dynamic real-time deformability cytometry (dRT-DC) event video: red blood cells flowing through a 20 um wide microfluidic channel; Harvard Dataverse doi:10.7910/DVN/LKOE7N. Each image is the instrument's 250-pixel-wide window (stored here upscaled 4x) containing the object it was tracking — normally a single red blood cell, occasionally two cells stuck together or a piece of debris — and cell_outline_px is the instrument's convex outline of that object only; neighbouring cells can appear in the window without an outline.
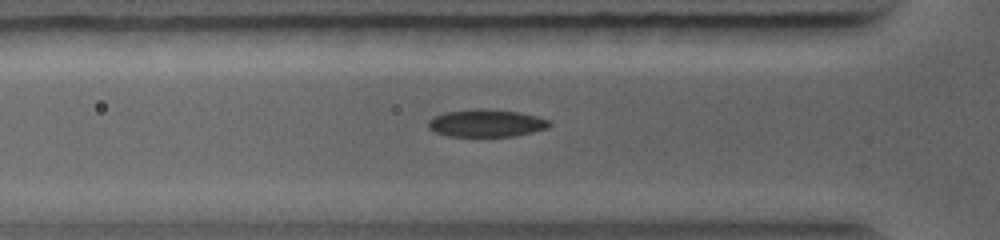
{"species": "common noctule bat (a hibernating species)", "species_latin": "Nyctalus noctula", "temperature_condition": "warm", "stored_images_in_passage": 62, "camera_frame_rate_fps": 5000, "um_per_image_px": 0.085, "animal": {"sex": "female", "body_mass_g": 19.0, "forearm_length_mm": 56.7}, "frame": {"image": 1, "passage_image": 11, "time_ms": 2.6, "image_size_px": [1000, 240], "cell_outline_px": [[552, 124], [548, 128], [532, 132], [512, 136], [448, 136], [436, 132], [428, 128], [428, 120], [432, 116], [444, 112], [476, 108], [484, 108], [520, 112], [552, 120]], "centroid_in_image_um": [41.34, 10.45], "position_along_channel_um": 84.5, "area_um2": 19.65}}
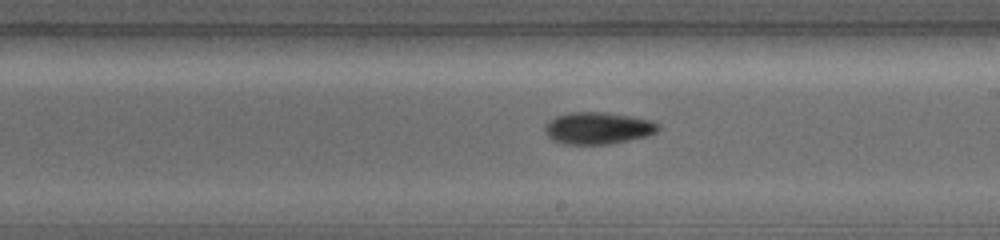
{"frame": {"image": 2, "passage_image": 22, "time_ms": 5.6, "image_size_px": [1000, 240], "cell_outline_px": [[660, 128], [656, 132], [648, 136], [608, 144], [568, 144], [552, 140], [544, 132], [544, 128], [548, 120], [556, 116], [568, 112], [604, 112], [652, 120], [660, 124]], "centroid_in_image_um": [50.82, 10.88], "position_along_channel_um": 238.2, "area_um2": 21.15}}
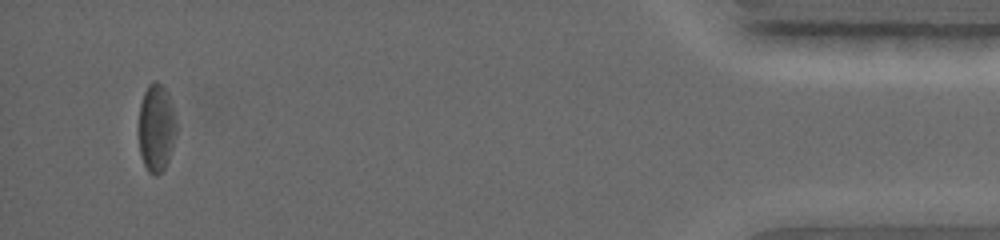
{"frame": {"image": 3, "passage_image": 54, "time_ms": 11.0, "image_size_px": [1000, 240], "cell_outline_px": [[176, 132], [172, 148], [168, 160], [164, 168], [156, 176], [148, 172], [144, 164], [140, 152], [140, 104], [144, 92], [148, 84], [152, 80], [156, 80], [164, 84], [168, 92], [176, 120]], "centroid_in_image_um": [13.3, 10.81], "position_along_channel_um": 421.9, "area_um2": 19.19}}